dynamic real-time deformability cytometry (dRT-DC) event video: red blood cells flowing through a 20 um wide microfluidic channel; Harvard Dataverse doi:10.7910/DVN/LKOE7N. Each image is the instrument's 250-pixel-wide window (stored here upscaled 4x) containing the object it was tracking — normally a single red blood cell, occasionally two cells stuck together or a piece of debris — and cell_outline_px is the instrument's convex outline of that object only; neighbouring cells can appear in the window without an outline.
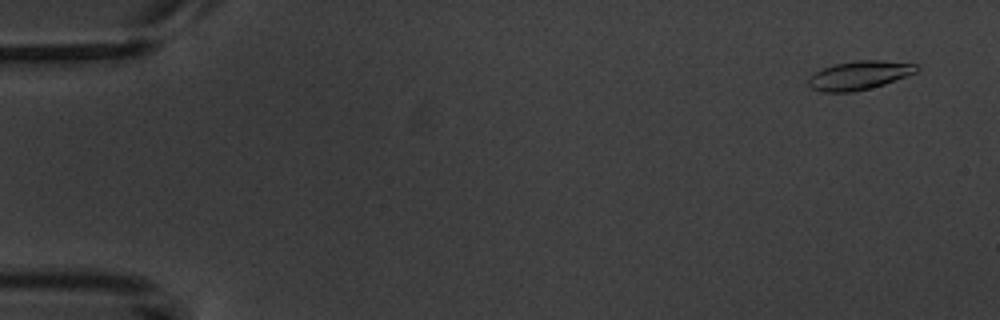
{"species": "common noctule bat (a hibernating species)", "species_latin": "Nyctalus noctula", "temperature_condition": "warm", "stored_images_in_passage": 5, "camera_frame_rate_fps": 3000, "um_per_image_px": 0.085, "animal": {"sex": "male", "body_mass_g": 20.1, "forearm_length_mm": 53.5}, "frame": {"image": 1, "passage_image": 1, "time_ms": 0.0, "image_size_px": [1000, 320], "cell_outline_px": [[920, 68], [916, 72], [908, 76], [884, 84], [852, 92], [820, 92], [812, 88], [808, 84], [808, 76], [824, 68], [836, 64], [856, 60], [880, 60], [916, 64]], "centroid_in_image_um": [73.04, 6.4], "position_along_channel_um": 12.0, "area_um2": 18.03}}